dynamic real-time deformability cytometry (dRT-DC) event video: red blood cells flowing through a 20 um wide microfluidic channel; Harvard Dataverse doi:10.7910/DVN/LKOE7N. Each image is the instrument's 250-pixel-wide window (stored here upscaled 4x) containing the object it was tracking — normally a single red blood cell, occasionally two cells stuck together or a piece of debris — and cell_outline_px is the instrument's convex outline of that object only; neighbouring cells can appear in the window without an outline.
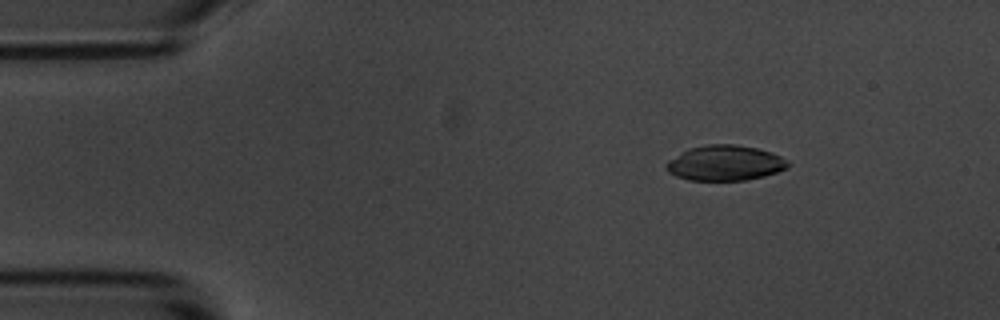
{"species": "common noctule bat (a hibernating species)", "species_latin": "Nyctalus noctula", "temperature_condition": "room temperature", "stored_images_in_passage": 7, "camera_frame_rate_fps": 3000, "um_per_image_px": 0.085, "animal": {"sex": "male", "body_mass_g": 20.1, "forearm_length_mm": 53.5}, "frame": {"image": 1, "passage_image": 3, "time_ms": 2.0, "image_size_px": [1000, 320], "cell_outline_px": [[788, 168], [764, 176], [744, 180], [688, 180], [676, 176], [668, 172], [664, 168], [664, 164], [668, 160], [688, 148], [708, 144], [736, 144], [756, 148], [772, 152], [788, 160]], "centroid_in_image_um": [61.59, 13.85], "position_along_channel_um": 23.4, "area_um2": 25.14}}
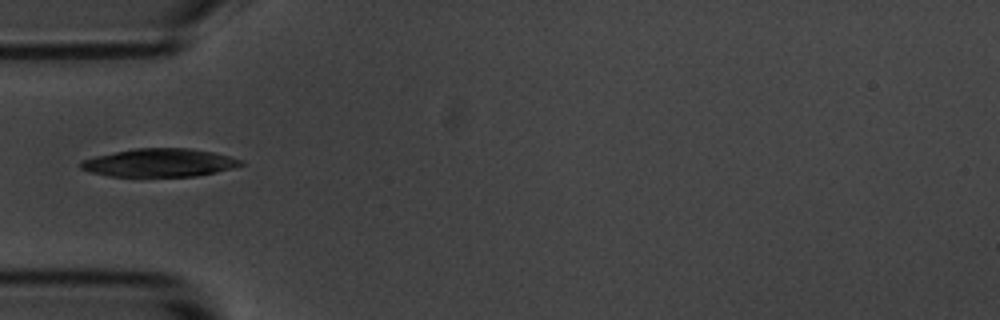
{"frame": {"image": 2, "passage_image": 5, "time_ms": 5.333, "image_size_px": [1000, 320], "cell_outline_px": [[248, 164], [216, 172], [196, 176], [108, 176], [92, 172], [80, 168], [80, 160], [96, 156], [136, 148], [188, 148], [212, 152], [244, 160]], "centroid_in_image_um": [13.6, 13.83], "position_along_channel_um": 71.4, "area_um2": 26.18}}